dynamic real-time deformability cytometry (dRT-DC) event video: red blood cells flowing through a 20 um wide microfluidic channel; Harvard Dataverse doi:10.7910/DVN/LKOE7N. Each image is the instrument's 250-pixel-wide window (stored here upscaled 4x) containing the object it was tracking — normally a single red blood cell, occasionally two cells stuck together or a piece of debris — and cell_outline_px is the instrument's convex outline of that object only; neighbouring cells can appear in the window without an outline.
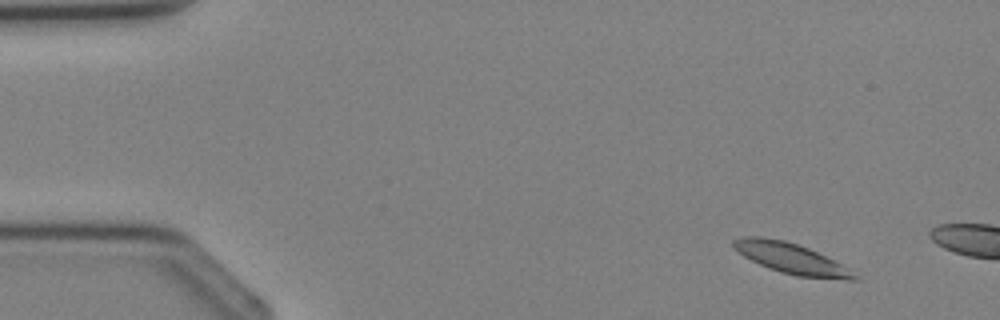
{"species": "Egyptian fruit bat (a non-hibernating species)", "species_latin": "Rousettus aegyptiacus", "temperature_condition": "cold", "stored_images_in_passage": 2, "camera_frame_rate_fps": 3000, "um_per_image_px": 0.085, "animal": {"sex": "female"}, "frame": {"image": 1, "passage_image": 1, "time_ms": 0.0, "image_size_px": [1000, 320], "cell_outline_px": [[860, 280], [848, 280], [796, 276], [780, 272], [768, 268], [744, 256], [732, 248], [732, 240], [744, 236], [760, 236], [784, 240], [808, 248], [840, 264], [856, 276]], "centroid_in_image_um": [67.16, 21.96], "position_along_channel_um": 17.8, "area_um2": 21.15}}